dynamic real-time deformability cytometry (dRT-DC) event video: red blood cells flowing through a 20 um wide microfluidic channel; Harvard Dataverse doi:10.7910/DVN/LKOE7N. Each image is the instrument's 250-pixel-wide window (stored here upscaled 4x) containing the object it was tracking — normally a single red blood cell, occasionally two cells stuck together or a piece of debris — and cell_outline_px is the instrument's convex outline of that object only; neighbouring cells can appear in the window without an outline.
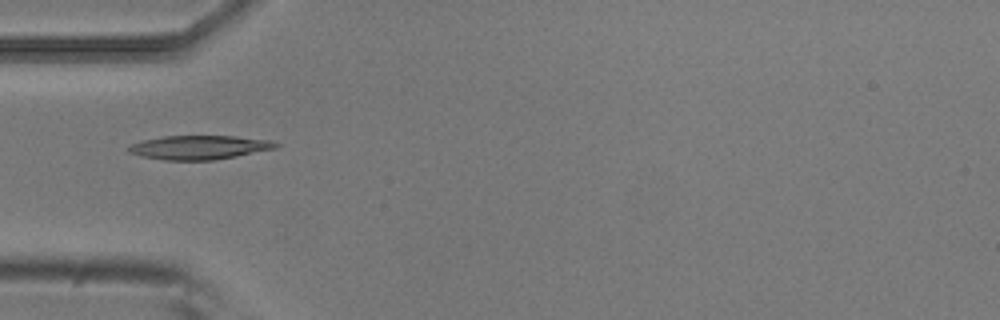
{"species": "common noctule bat (a hibernating species)", "species_latin": "Nyctalus noctula", "temperature_condition": "room temperature", "stored_images_in_passage": 7, "camera_frame_rate_fps": 3000, "um_per_image_px": 0.085, "animal": {"sex": "male", "body_mass_g": 20.5, "forearm_length_mm": 52.5}, "frame": {"image": 1, "passage_image": 4, "time_ms": 1.0, "image_size_px": [1000, 320], "cell_outline_px": [[280, 144], [276, 148], [236, 156], [212, 160], [164, 160], [140, 156], [128, 152], [124, 148], [132, 144], [144, 140], [164, 136], [236, 136], [272, 140]], "centroid_in_image_um": [16.92, 12.52], "position_along_channel_um": 68.1, "area_um2": 20.58}}
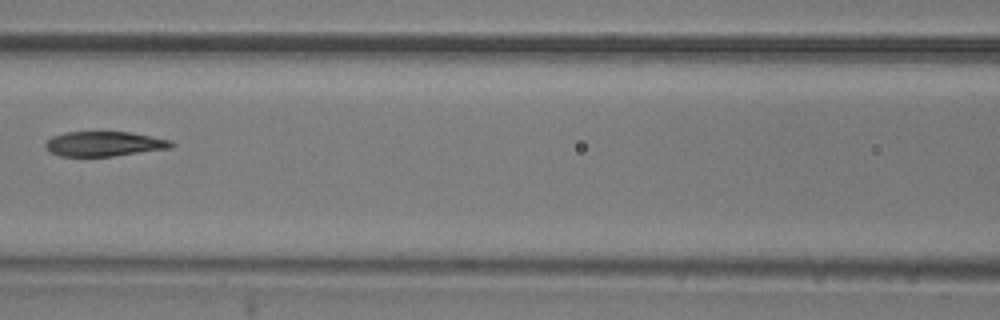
{"frame": {"image": 2, "passage_image": 6, "time_ms": 1.667, "image_size_px": [1000, 320], "cell_outline_px": [[176, 144], [172, 148], [112, 156], [60, 156], [48, 152], [44, 148], [44, 144], [52, 136], [64, 132], [132, 132], [172, 140]], "centroid_in_image_um": [8.86, 12.22], "position_along_channel_um": 157.7, "area_um2": 18.44}}
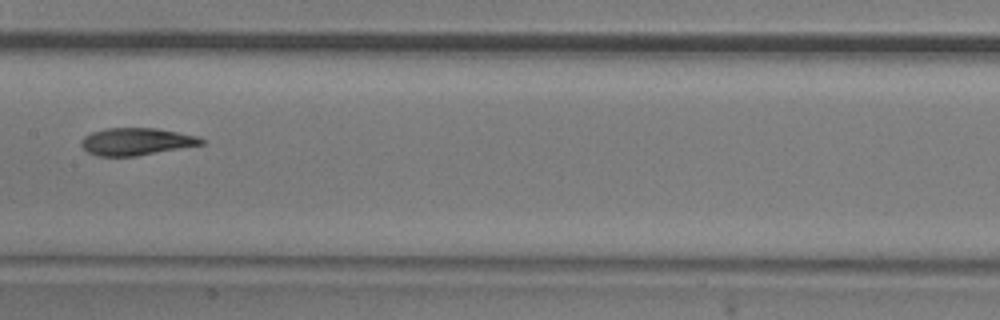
{"frame": {"image": 3, "passage_image": 7, "time_ms": 2.0, "image_size_px": [1000, 320], "cell_outline_px": [[204, 144], [136, 156], [96, 156], [88, 152], [80, 144], [80, 140], [84, 136], [92, 132], [104, 128], [156, 128], [180, 132], [196, 136], [204, 140]], "centroid_in_image_um": [11.56, 12.03], "position_along_channel_um": 195.8, "area_um2": 19.13}}